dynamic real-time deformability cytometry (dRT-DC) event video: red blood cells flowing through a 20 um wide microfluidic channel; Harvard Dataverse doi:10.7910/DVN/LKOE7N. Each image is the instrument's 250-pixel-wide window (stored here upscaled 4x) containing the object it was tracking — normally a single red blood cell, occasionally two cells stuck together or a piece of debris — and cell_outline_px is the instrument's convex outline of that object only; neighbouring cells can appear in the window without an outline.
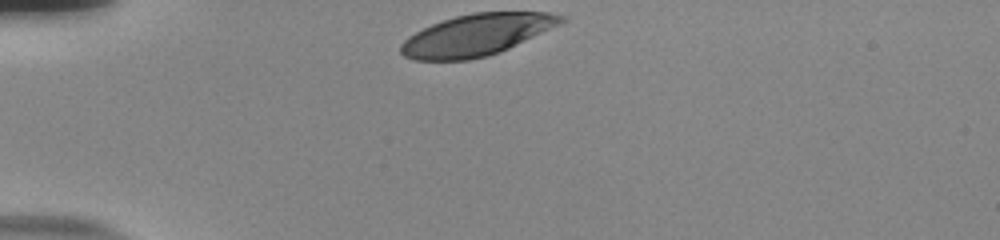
{"species": "human", "species_latin": "Homo sapiens", "temperature_condition": "room temperature", "stored_images_in_passage": 33, "camera_frame_rate_fps": 3000, "um_per_image_px": 0.085, "donor": {"sex": "male"}, "frame": {"image": 1, "passage_image": 1, "time_ms": 0.0, "image_size_px": [1000, 240], "cell_outline_px": [[568, 20], [500, 52], [488, 56], [468, 60], [412, 60], [404, 56], [400, 52], [400, 44], [408, 36], [432, 24], [456, 16], [472, 12], [548, 12], [564, 16]], "centroid_in_image_um": [40.49, 2.97], "position_along_channel_um": 44.5, "area_um2": 38.61}}
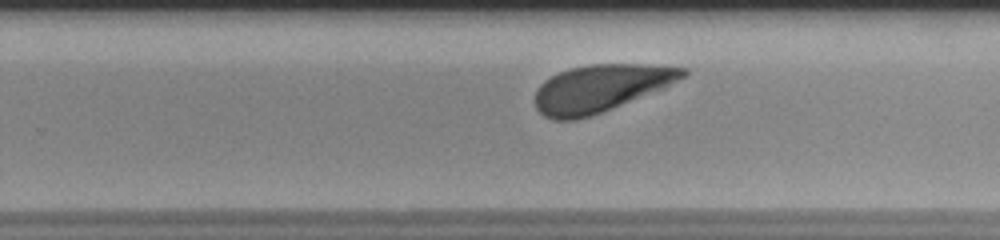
{"frame": {"image": 2, "passage_image": 23, "time_ms": 7.333, "image_size_px": [1000, 240], "cell_outline_px": [[688, 72], [684, 76], [664, 88], [592, 116], [576, 120], [552, 120], [544, 116], [536, 108], [536, 92], [540, 84], [544, 80], [560, 72], [572, 68], [588, 64], [648, 64], [688, 68]], "centroid_in_image_um": [51.05, 7.5], "position_along_channel_um": 278.8, "area_um2": 40.58}}
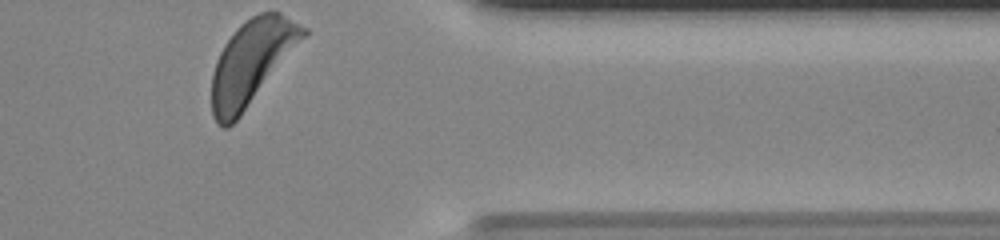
{"frame": {"image": 3, "passage_image": 33, "time_ms": 10.667, "image_size_px": [1000, 240], "cell_outline_px": [[308, 32], [240, 116], [228, 128], [224, 128], [216, 124], [212, 116], [212, 72], [216, 60], [224, 44], [236, 28], [240, 24], [252, 16], [260, 12], [280, 12], [308, 28]], "centroid_in_image_um": [21.35, 5.29], "position_along_channel_um": 390.1, "area_um2": 44.27}, "authors_computed_cell_mechanics": {"area_um2": 41.7316, "velocity_mm_per_s": 3.6905, "shape_relaxation_time_tau1_ms": 2.679, "shape_relaxation_time_tau2_ms": null, "deformation_change_tau1": 0.157, "deformation_change_tau2": null}}